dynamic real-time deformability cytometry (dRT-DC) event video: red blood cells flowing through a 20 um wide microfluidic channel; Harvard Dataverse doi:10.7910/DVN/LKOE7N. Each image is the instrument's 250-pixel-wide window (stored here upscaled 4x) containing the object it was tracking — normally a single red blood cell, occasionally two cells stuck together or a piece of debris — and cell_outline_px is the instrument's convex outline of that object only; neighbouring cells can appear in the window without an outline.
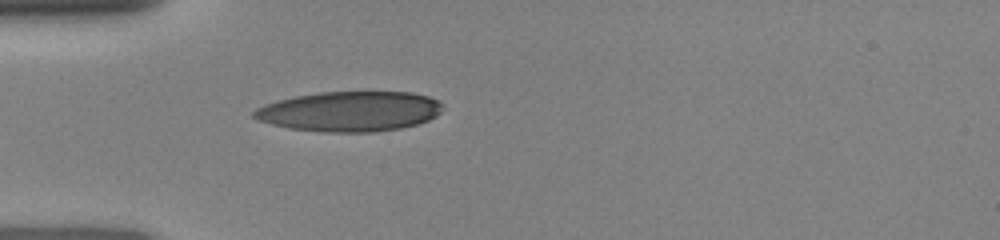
{"species": "human", "species_latin": "Homo sapiens", "temperature_condition": "room temperature", "stored_images_in_passage": 1, "camera_frame_rate_fps": 3000, "um_per_image_px": 0.085, "donor": {"sex": "female"}, "frame": {"image": 1, "passage_image": 1, "time_ms": 0.0, "image_size_px": [1000, 240], "cell_outline_px": [[444, 104], [440, 112], [436, 116], [428, 120], [416, 124], [400, 128], [372, 132], [324, 132], [288, 128], [256, 120], [252, 116], [252, 112], [256, 108], [264, 104], [276, 100], [296, 96], [320, 92], [412, 92], [428, 96]], "centroid_in_image_um": [29.7, 9.46], "position_along_channel_um": 55.3, "area_um2": 44.16}}